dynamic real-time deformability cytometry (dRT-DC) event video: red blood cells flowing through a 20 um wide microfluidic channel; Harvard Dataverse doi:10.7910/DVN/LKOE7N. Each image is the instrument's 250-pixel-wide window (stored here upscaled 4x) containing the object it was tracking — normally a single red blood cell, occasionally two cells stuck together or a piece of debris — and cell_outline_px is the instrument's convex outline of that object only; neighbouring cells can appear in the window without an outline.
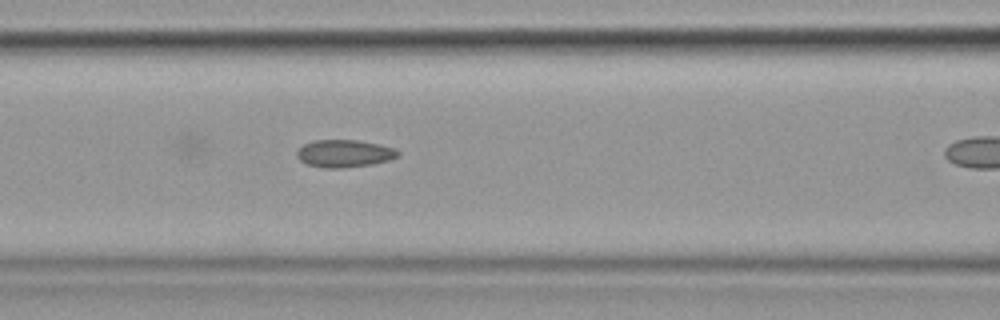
{"species": "common noctule bat (a hibernating species)", "species_latin": "Nyctalus noctula", "temperature_condition": "cold", "stored_images_in_passage": 25, "camera_frame_rate_fps": 3000, "um_per_image_px": 0.085, "animal": {"sex": "female", "body_mass_g": 19.9}, "frame": {"image": 1, "passage_image": 16, "time_ms": 5.0, "image_size_px": [1000, 320], "cell_outline_px": [[400, 156], [388, 160], [372, 164], [340, 168], [320, 168], [308, 164], [300, 160], [296, 156], [296, 152], [304, 144], [316, 140], [356, 140], [396, 148], [400, 152]], "centroid_in_image_um": [29.27, 13.05], "position_along_channel_um": 137.3, "area_um2": 16.13}}
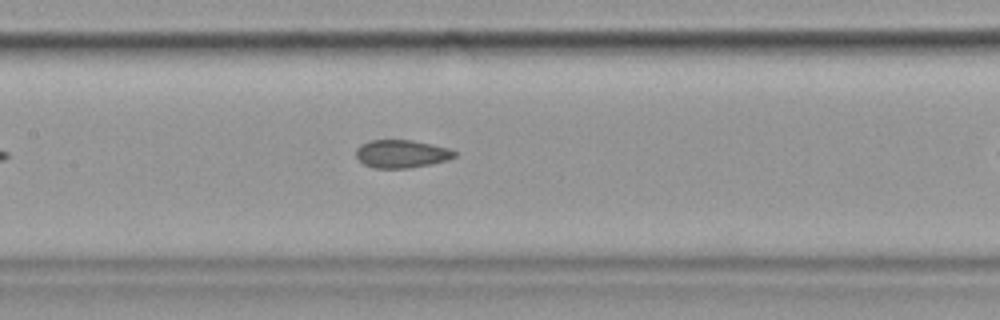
{"frame": {"image": 2, "passage_image": 19, "time_ms": 6.0, "image_size_px": [1000, 320], "cell_outline_px": [[456, 156], [448, 160], [432, 164], [408, 168], [376, 168], [364, 164], [356, 156], [356, 148], [360, 144], [368, 140], [412, 140], [432, 144], [448, 148], [456, 152]], "centroid_in_image_um": [34.13, 13.07], "position_along_channel_um": 173.3, "area_um2": 16.13}}